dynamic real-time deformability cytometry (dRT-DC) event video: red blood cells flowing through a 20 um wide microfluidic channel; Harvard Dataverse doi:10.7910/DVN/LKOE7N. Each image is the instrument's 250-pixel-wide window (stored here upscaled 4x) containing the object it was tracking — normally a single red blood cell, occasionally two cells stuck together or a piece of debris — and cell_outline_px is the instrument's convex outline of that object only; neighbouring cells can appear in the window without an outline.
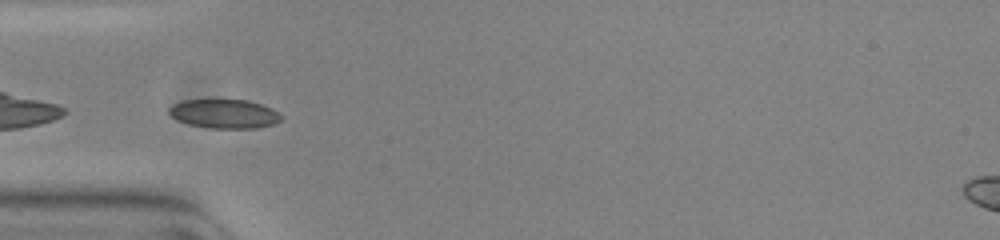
{"species": "common noctule bat (a hibernating species)", "species_latin": "Nyctalus noctula", "temperature_condition": "warm", "stored_images_in_passage": 38, "camera_frame_rate_fps": 3000, "um_per_image_px": 0.085, "animal": {"sex": "female", "body_mass_g": 23.0, "forearm_length_mm": 53.4}, "frame": {"image": 1, "passage_image": 1, "time_ms": 0.0, "image_size_px": [1000, 240], "cell_outline_px": [[284, 116], [280, 120], [272, 124], [256, 128], [208, 128], [176, 120], [168, 112], [168, 108], [172, 104], [184, 100], [248, 100], [272, 108]], "centroid_in_image_um": [19.07, 9.67], "position_along_channel_um": 65.9, "area_um2": 18.9}}
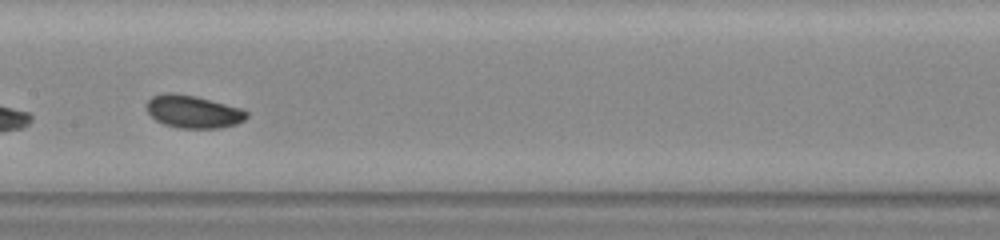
{"frame": {"image": 2, "passage_image": 11, "time_ms": 3.333, "image_size_px": [1000, 240], "cell_outline_px": [[248, 116], [244, 120], [236, 124], [220, 128], [180, 128], [164, 124], [156, 120], [148, 112], [148, 100], [152, 96], [168, 92], [196, 96], [240, 108], [248, 112]], "centroid_in_image_um": [16.44, 9.49], "position_along_channel_um": 191.0, "area_um2": 18.84}}
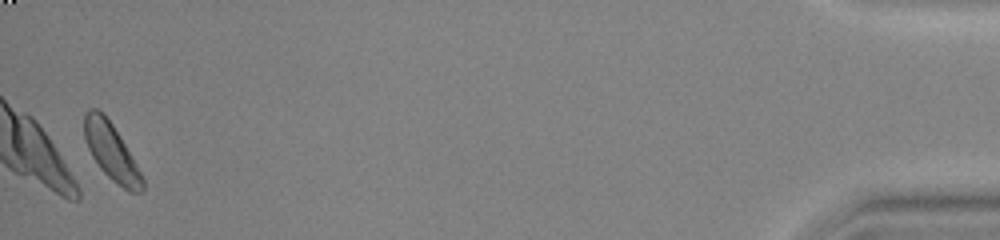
{"frame": {"image": 3, "passage_image": 37, "time_ms": 12.0, "image_size_px": [1000, 240], "cell_outline_px": [[144, 188], [140, 192], [128, 192], [112, 180], [100, 168], [92, 156], [88, 148], [84, 136], [84, 112], [88, 108], [96, 108], [112, 124], [136, 164], [144, 180]], "centroid_in_image_um": [9.44, 12.91], "position_along_channel_um": 425.8, "area_um2": 18.84}, "authors_computed_cell_mechanics": {"area_um2": 18.8139, "velocity_mm_per_s": 3.7677, "shape_relaxation_time_tau1_ms": 5.2206, "shape_relaxation_time_tau2_ms": null, "deformation_change_tau1": 0.1169, "deformation_change_tau2": null}}